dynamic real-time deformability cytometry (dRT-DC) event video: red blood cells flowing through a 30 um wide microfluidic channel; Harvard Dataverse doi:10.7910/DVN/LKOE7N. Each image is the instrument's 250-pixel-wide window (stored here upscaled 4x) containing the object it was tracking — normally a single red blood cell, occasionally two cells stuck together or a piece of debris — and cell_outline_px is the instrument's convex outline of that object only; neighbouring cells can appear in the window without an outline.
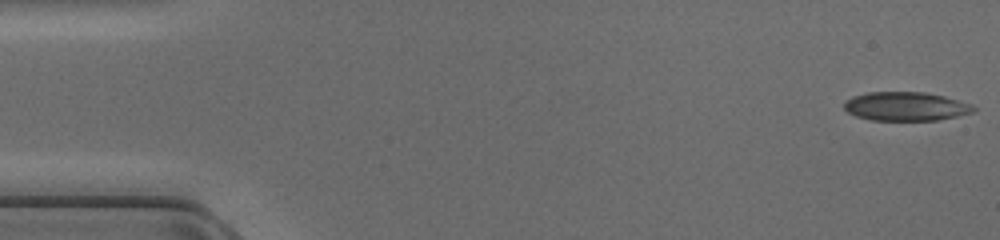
{"species": "common noctule bat (a hibernating species)", "species_latin": "Nyctalus noctula", "temperature_condition": "cold", "stored_images_in_passage": 47, "camera_frame_rate_fps": 3000, "um_per_image_px": 0.085, "animal": {"sex": "female", "body_mass_g": 17.0, "forearm_length_mm": 48.0}, "frame": {"image": 1, "passage_image": 1, "time_ms": 0.0, "image_size_px": [1000, 240], "cell_outline_px": [[976, 112], [936, 120], [872, 120], [856, 116], [848, 112], [844, 108], [844, 100], [852, 96], [868, 92], [924, 92], [944, 96], [972, 104], [976, 108]], "centroid_in_image_um": [76.99, 9.04], "position_along_channel_um": 8.0, "area_um2": 21.79}}
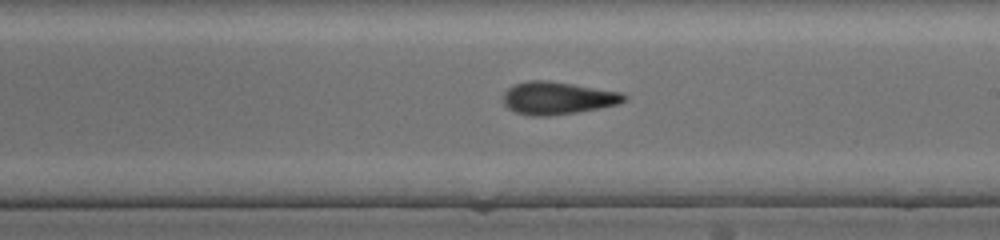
{"frame": {"image": 2, "passage_image": 27, "time_ms": 8.667, "image_size_px": [1000, 240], "cell_outline_px": [[628, 96], [620, 104], [576, 112], [548, 116], [532, 116], [516, 112], [508, 108], [504, 104], [504, 92], [512, 84], [528, 80], [548, 80], [620, 92]], "centroid_in_image_um": [47.36, 8.33], "position_along_channel_um": 241.6, "area_um2": 22.89}}
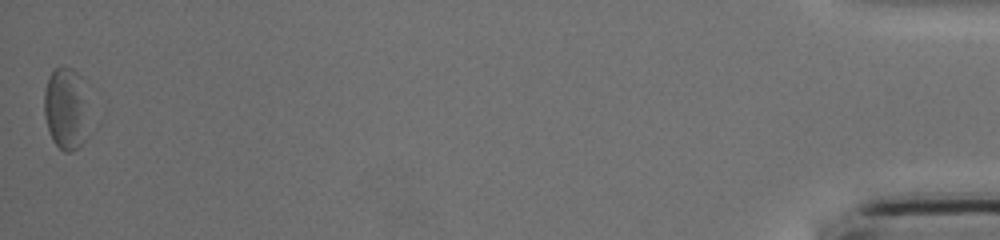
{"frame": {"image": 3, "passage_image": 47, "time_ms": 15.333, "image_size_px": [1000, 240], "cell_outline_px": [[84, 140], [72, 152], [64, 152], [52, 140], [48, 128], [44, 112], [44, 92], [48, 76], [56, 68], [64, 64], [72, 68], [80, 76], [84, 100]], "centroid_in_image_um": [5.51, 9.19], "position_along_channel_um": 429.7, "area_um2": 20.52}}